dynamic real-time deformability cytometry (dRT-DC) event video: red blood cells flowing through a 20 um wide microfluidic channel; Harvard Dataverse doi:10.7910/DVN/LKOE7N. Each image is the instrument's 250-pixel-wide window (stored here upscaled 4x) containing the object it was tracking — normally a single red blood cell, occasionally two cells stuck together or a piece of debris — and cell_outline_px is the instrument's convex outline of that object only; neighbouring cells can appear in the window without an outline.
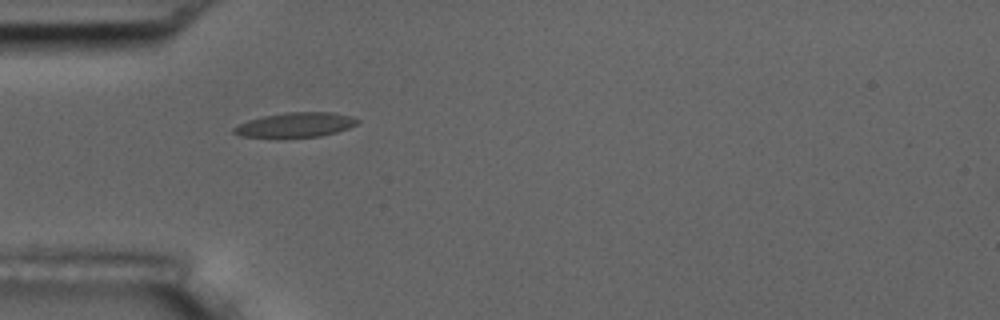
{"species": "common noctule bat (a hibernating species)", "species_latin": "Nyctalus noctula", "temperature_condition": "room temperature", "stored_images_in_passage": 3, "camera_frame_rate_fps": 3000, "um_per_image_px": 0.085, "animal": {"sex": "male", "body_mass_g": 17.5, "forearm_length_mm": 52.3}, "frame": {"image": 1, "passage_image": 1, "time_ms": 0.0, "image_size_px": [1000, 320], "cell_outline_px": [[360, 120], [356, 124], [348, 128], [336, 132], [320, 136], [280, 140], [240, 136], [232, 132], [232, 128], [248, 120], [264, 116], [284, 112], [332, 112], [352, 116]], "centroid_in_image_um": [25.06, 10.65], "position_along_channel_um": 59.9, "area_um2": 18.5}}